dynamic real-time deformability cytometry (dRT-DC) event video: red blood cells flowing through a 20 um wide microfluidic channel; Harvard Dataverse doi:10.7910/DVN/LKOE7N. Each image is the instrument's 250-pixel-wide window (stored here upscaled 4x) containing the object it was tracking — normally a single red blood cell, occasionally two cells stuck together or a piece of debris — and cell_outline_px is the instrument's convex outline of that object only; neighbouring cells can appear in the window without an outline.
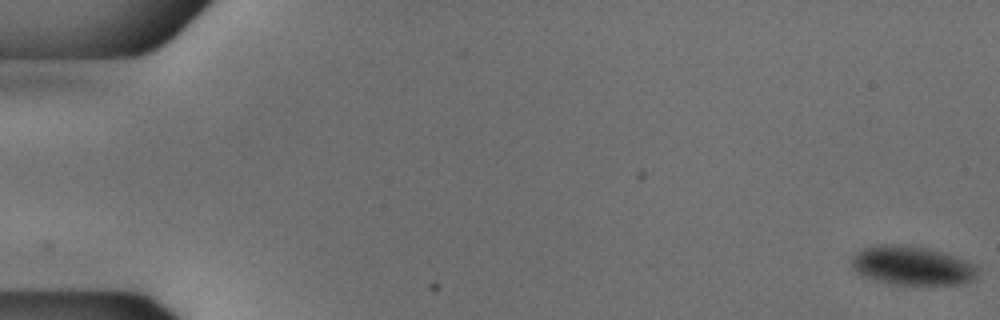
{"species": "common noctule bat (a hibernating species)", "species_latin": "Nyctalus noctula", "temperature_condition": "cold", "stored_images_in_passage": 55, "camera_frame_rate_fps": 3000, "um_per_image_px": 0.085, "animal": {"sex": "male", "body_mass_g": 18.8}, "frame": {"image": 1, "passage_image": 1, "time_ms": 0.0, "image_size_px": [1000, 320], "cell_outline_px": [[976, 272], [968, 280], [956, 284], [892, 284], [860, 276], [852, 268], [852, 256], [864, 248], [880, 244], [892, 244], [924, 248], [940, 252], [964, 260], [972, 264], [976, 268]], "centroid_in_image_um": [77.4, 22.58], "position_along_channel_um": 7.6, "area_um2": 27.74}}
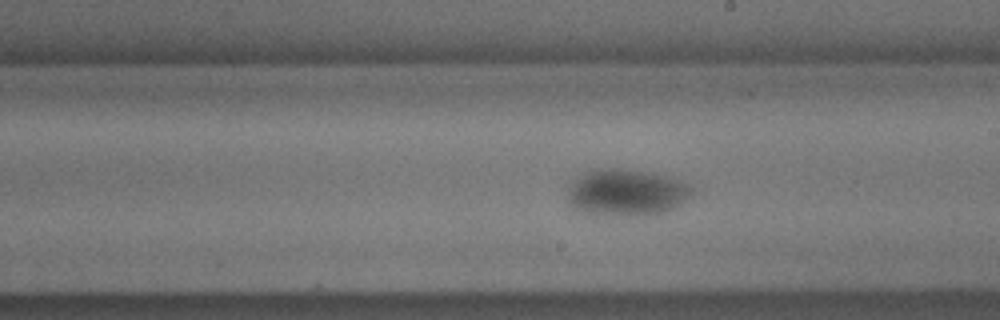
{"frame": {"image": 2, "passage_image": 32, "time_ms": 10.333, "image_size_px": [1000, 320], "cell_outline_px": [[692, 196], [676, 208], [664, 212], [640, 216], [632, 216], [584, 212], [572, 208], [568, 200], [568, 184], [572, 180], [584, 172], [596, 168], [620, 168], [664, 176], [680, 180], [692, 184]], "centroid_in_image_um": [53.24, 16.36], "position_along_channel_um": 235.8, "area_um2": 34.04}}
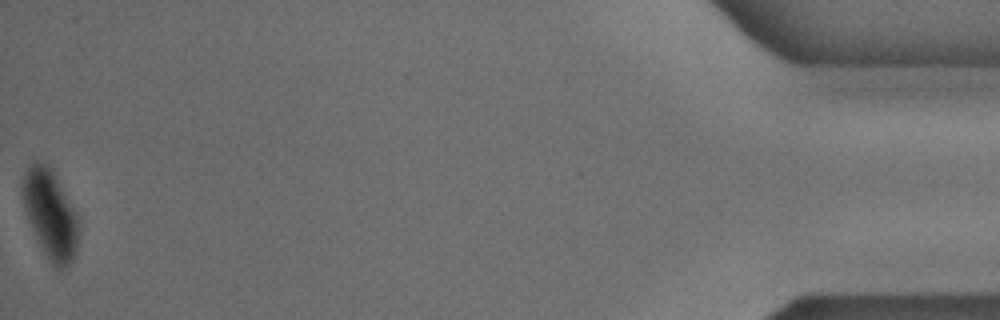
{"frame": {"image": 3, "passage_image": 55, "time_ms": 18.0, "image_size_px": [1000, 320], "cell_outline_px": [[80, 232], [76, 256], [64, 268], [56, 268], [48, 260], [28, 220], [24, 208], [20, 192], [20, 188], [24, 172], [36, 160], [48, 164], [52, 168], [80, 216]], "centroid_in_image_um": [4.31, 18.18], "position_along_channel_um": 430.9, "area_um2": 29.88}}